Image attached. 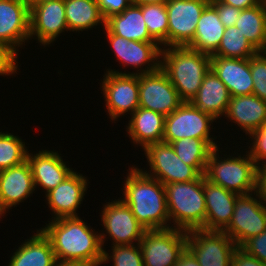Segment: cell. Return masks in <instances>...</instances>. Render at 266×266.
I'll return each instance as SVG.
<instances>
[{
	"label": "cell",
	"mask_w": 266,
	"mask_h": 266,
	"mask_svg": "<svg viewBox=\"0 0 266 266\" xmlns=\"http://www.w3.org/2000/svg\"><path fill=\"white\" fill-rule=\"evenodd\" d=\"M250 138L254 139V144L250 150L248 151V155L255 161L257 167H259L260 162L266 163V123L262 125L255 131L249 133ZM264 160V161H263Z\"/></svg>",
	"instance_id": "obj_37"
},
{
	"label": "cell",
	"mask_w": 266,
	"mask_h": 266,
	"mask_svg": "<svg viewBox=\"0 0 266 266\" xmlns=\"http://www.w3.org/2000/svg\"><path fill=\"white\" fill-rule=\"evenodd\" d=\"M254 193L261 200L251 197L252 194L239 195L236 198L232 218L224 230L237 247L266 230V202L258 191Z\"/></svg>",
	"instance_id": "obj_8"
},
{
	"label": "cell",
	"mask_w": 266,
	"mask_h": 266,
	"mask_svg": "<svg viewBox=\"0 0 266 266\" xmlns=\"http://www.w3.org/2000/svg\"><path fill=\"white\" fill-rule=\"evenodd\" d=\"M210 3L216 8L219 14V19L225 26V28L235 25V23L239 19V15L241 14L242 9L220 3L218 0H210Z\"/></svg>",
	"instance_id": "obj_39"
},
{
	"label": "cell",
	"mask_w": 266,
	"mask_h": 266,
	"mask_svg": "<svg viewBox=\"0 0 266 266\" xmlns=\"http://www.w3.org/2000/svg\"><path fill=\"white\" fill-rule=\"evenodd\" d=\"M33 190L32 170L27 160L20 165L0 170V202L5 210L25 200Z\"/></svg>",
	"instance_id": "obj_21"
},
{
	"label": "cell",
	"mask_w": 266,
	"mask_h": 266,
	"mask_svg": "<svg viewBox=\"0 0 266 266\" xmlns=\"http://www.w3.org/2000/svg\"><path fill=\"white\" fill-rule=\"evenodd\" d=\"M54 266H93L91 264H87L84 262H63V261H56Z\"/></svg>",
	"instance_id": "obj_46"
},
{
	"label": "cell",
	"mask_w": 266,
	"mask_h": 266,
	"mask_svg": "<svg viewBox=\"0 0 266 266\" xmlns=\"http://www.w3.org/2000/svg\"><path fill=\"white\" fill-rule=\"evenodd\" d=\"M144 266H174L187 248V231L146 230L139 242Z\"/></svg>",
	"instance_id": "obj_6"
},
{
	"label": "cell",
	"mask_w": 266,
	"mask_h": 266,
	"mask_svg": "<svg viewBox=\"0 0 266 266\" xmlns=\"http://www.w3.org/2000/svg\"><path fill=\"white\" fill-rule=\"evenodd\" d=\"M217 153L218 148H215L209 154L205 178L238 195L257 191L258 167L248 154L244 158L238 156L220 161Z\"/></svg>",
	"instance_id": "obj_5"
},
{
	"label": "cell",
	"mask_w": 266,
	"mask_h": 266,
	"mask_svg": "<svg viewBox=\"0 0 266 266\" xmlns=\"http://www.w3.org/2000/svg\"><path fill=\"white\" fill-rule=\"evenodd\" d=\"M224 31L225 26L216 8L209 3L198 20L193 40L186 47L212 56L221 43Z\"/></svg>",
	"instance_id": "obj_25"
},
{
	"label": "cell",
	"mask_w": 266,
	"mask_h": 266,
	"mask_svg": "<svg viewBox=\"0 0 266 266\" xmlns=\"http://www.w3.org/2000/svg\"><path fill=\"white\" fill-rule=\"evenodd\" d=\"M164 187L169 219H173L174 228L202 229L206 219L202 175L193 181L168 183Z\"/></svg>",
	"instance_id": "obj_4"
},
{
	"label": "cell",
	"mask_w": 266,
	"mask_h": 266,
	"mask_svg": "<svg viewBox=\"0 0 266 266\" xmlns=\"http://www.w3.org/2000/svg\"><path fill=\"white\" fill-rule=\"evenodd\" d=\"M225 115L249 134L266 123V101L254 94L232 96Z\"/></svg>",
	"instance_id": "obj_23"
},
{
	"label": "cell",
	"mask_w": 266,
	"mask_h": 266,
	"mask_svg": "<svg viewBox=\"0 0 266 266\" xmlns=\"http://www.w3.org/2000/svg\"><path fill=\"white\" fill-rule=\"evenodd\" d=\"M176 155L200 175L205 174L209 154L213 150L204 140L182 138L170 143Z\"/></svg>",
	"instance_id": "obj_31"
},
{
	"label": "cell",
	"mask_w": 266,
	"mask_h": 266,
	"mask_svg": "<svg viewBox=\"0 0 266 266\" xmlns=\"http://www.w3.org/2000/svg\"><path fill=\"white\" fill-rule=\"evenodd\" d=\"M104 76L102 91L111 119L128 111L132 114L139 107V72L127 74L108 70Z\"/></svg>",
	"instance_id": "obj_12"
},
{
	"label": "cell",
	"mask_w": 266,
	"mask_h": 266,
	"mask_svg": "<svg viewBox=\"0 0 266 266\" xmlns=\"http://www.w3.org/2000/svg\"><path fill=\"white\" fill-rule=\"evenodd\" d=\"M259 51L248 41L235 25L225 28L221 43L212 56L249 59Z\"/></svg>",
	"instance_id": "obj_32"
},
{
	"label": "cell",
	"mask_w": 266,
	"mask_h": 266,
	"mask_svg": "<svg viewBox=\"0 0 266 266\" xmlns=\"http://www.w3.org/2000/svg\"><path fill=\"white\" fill-rule=\"evenodd\" d=\"M27 155L25 143L18 136L0 132V170L22 164Z\"/></svg>",
	"instance_id": "obj_34"
},
{
	"label": "cell",
	"mask_w": 266,
	"mask_h": 266,
	"mask_svg": "<svg viewBox=\"0 0 266 266\" xmlns=\"http://www.w3.org/2000/svg\"><path fill=\"white\" fill-rule=\"evenodd\" d=\"M11 1H17V2H20V3H23L27 6H29V0H11Z\"/></svg>",
	"instance_id": "obj_49"
},
{
	"label": "cell",
	"mask_w": 266,
	"mask_h": 266,
	"mask_svg": "<svg viewBox=\"0 0 266 266\" xmlns=\"http://www.w3.org/2000/svg\"><path fill=\"white\" fill-rule=\"evenodd\" d=\"M117 60L135 68H141L148 64L149 67L140 70V73H152L160 68L161 48L158 42H140L127 40L113 34L106 26L104 27ZM159 58V59H158ZM154 60V61H153ZM156 60V61H155ZM149 62H155L154 64ZM151 64V66H150Z\"/></svg>",
	"instance_id": "obj_17"
},
{
	"label": "cell",
	"mask_w": 266,
	"mask_h": 266,
	"mask_svg": "<svg viewBox=\"0 0 266 266\" xmlns=\"http://www.w3.org/2000/svg\"><path fill=\"white\" fill-rule=\"evenodd\" d=\"M87 180L77 172L71 173L57 187L46 193L48 205L55 219L78 217L76 210L86 192Z\"/></svg>",
	"instance_id": "obj_19"
},
{
	"label": "cell",
	"mask_w": 266,
	"mask_h": 266,
	"mask_svg": "<svg viewBox=\"0 0 266 266\" xmlns=\"http://www.w3.org/2000/svg\"><path fill=\"white\" fill-rule=\"evenodd\" d=\"M88 227L79 217L60 218L51 220L42 232L50 240L57 261L99 266L105 234L93 233Z\"/></svg>",
	"instance_id": "obj_1"
},
{
	"label": "cell",
	"mask_w": 266,
	"mask_h": 266,
	"mask_svg": "<svg viewBox=\"0 0 266 266\" xmlns=\"http://www.w3.org/2000/svg\"><path fill=\"white\" fill-rule=\"evenodd\" d=\"M257 191L266 202V163L258 167Z\"/></svg>",
	"instance_id": "obj_44"
},
{
	"label": "cell",
	"mask_w": 266,
	"mask_h": 266,
	"mask_svg": "<svg viewBox=\"0 0 266 266\" xmlns=\"http://www.w3.org/2000/svg\"><path fill=\"white\" fill-rule=\"evenodd\" d=\"M16 57L0 44V75H10L17 70Z\"/></svg>",
	"instance_id": "obj_42"
},
{
	"label": "cell",
	"mask_w": 266,
	"mask_h": 266,
	"mask_svg": "<svg viewBox=\"0 0 266 266\" xmlns=\"http://www.w3.org/2000/svg\"><path fill=\"white\" fill-rule=\"evenodd\" d=\"M123 202L146 230L172 228L164 185L138 168H131L124 183Z\"/></svg>",
	"instance_id": "obj_2"
},
{
	"label": "cell",
	"mask_w": 266,
	"mask_h": 266,
	"mask_svg": "<svg viewBox=\"0 0 266 266\" xmlns=\"http://www.w3.org/2000/svg\"><path fill=\"white\" fill-rule=\"evenodd\" d=\"M174 266H200L195 256L186 248Z\"/></svg>",
	"instance_id": "obj_45"
},
{
	"label": "cell",
	"mask_w": 266,
	"mask_h": 266,
	"mask_svg": "<svg viewBox=\"0 0 266 266\" xmlns=\"http://www.w3.org/2000/svg\"><path fill=\"white\" fill-rule=\"evenodd\" d=\"M138 247V248H137ZM112 256L103 249L101 264L113 259V266H144L139 244L113 245Z\"/></svg>",
	"instance_id": "obj_35"
},
{
	"label": "cell",
	"mask_w": 266,
	"mask_h": 266,
	"mask_svg": "<svg viewBox=\"0 0 266 266\" xmlns=\"http://www.w3.org/2000/svg\"><path fill=\"white\" fill-rule=\"evenodd\" d=\"M182 103L177 90L161 68L152 73H139V107L166 117Z\"/></svg>",
	"instance_id": "obj_13"
},
{
	"label": "cell",
	"mask_w": 266,
	"mask_h": 266,
	"mask_svg": "<svg viewBox=\"0 0 266 266\" xmlns=\"http://www.w3.org/2000/svg\"><path fill=\"white\" fill-rule=\"evenodd\" d=\"M64 4L68 30L83 31L98 23L106 26L97 0H64Z\"/></svg>",
	"instance_id": "obj_30"
},
{
	"label": "cell",
	"mask_w": 266,
	"mask_h": 266,
	"mask_svg": "<svg viewBox=\"0 0 266 266\" xmlns=\"http://www.w3.org/2000/svg\"><path fill=\"white\" fill-rule=\"evenodd\" d=\"M206 202V219L203 230L224 231L232 218L237 193L214 184L202 175Z\"/></svg>",
	"instance_id": "obj_18"
},
{
	"label": "cell",
	"mask_w": 266,
	"mask_h": 266,
	"mask_svg": "<svg viewBox=\"0 0 266 266\" xmlns=\"http://www.w3.org/2000/svg\"><path fill=\"white\" fill-rule=\"evenodd\" d=\"M30 38V7L11 0H0V44L16 58V46Z\"/></svg>",
	"instance_id": "obj_14"
},
{
	"label": "cell",
	"mask_w": 266,
	"mask_h": 266,
	"mask_svg": "<svg viewBox=\"0 0 266 266\" xmlns=\"http://www.w3.org/2000/svg\"><path fill=\"white\" fill-rule=\"evenodd\" d=\"M211 70L228 88L231 97L253 94L249 59L211 56Z\"/></svg>",
	"instance_id": "obj_20"
},
{
	"label": "cell",
	"mask_w": 266,
	"mask_h": 266,
	"mask_svg": "<svg viewBox=\"0 0 266 266\" xmlns=\"http://www.w3.org/2000/svg\"><path fill=\"white\" fill-rule=\"evenodd\" d=\"M100 12L105 20L111 16L122 13L131 4V0H97Z\"/></svg>",
	"instance_id": "obj_40"
},
{
	"label": "cell",
	"mask_w": 266,
	"mask_h": 266,
	"mask_svg": "<svg viewBox=\"0 0 266 266\" xmlns=\"http://www.w3.org/2000/svg\"><path fill=\"white\" fill-rule=\"evenodd\" d=\"M220 3L231 5L238 9H249L260 4L263 0H218Z\"/></svg>",
	"instance_id": "obj_43"
},
{
	"label": "cell",
	"mask_w": 266,
	"mask_h": 266,
	"mask_svg": "<svg viewBox=\"0 0 266 266\" xmlns=\"http://www.w3.org/2000/svg\"><path fill=\"white\" fill-rule=\"evenodd\" d=\"M30 239L21 245L8 266H54L56 257L48 237L38 230Z\"/></svg>",
	"instance_id": "obj_28"
},
{
	"label": "cell",
	"mask_w": 266,
	"mask_h": 266,
	"mask_svg": "<svg viewBox=\"0 0 266 266\" xmlns=\"http://www.w3.org/2000/svg\"><path fill=\"white\" fill-rule=\"evenodd\" d=\"M215 118L193 106L183 102L176 110L165 117L163 142L170 144L182 138H198L204 140L212 149L217 148L210 138V126Z\"/></svg>",
	"instance_id": "obj_7"
},
{
	"label": "cell",
	"mask_w": 266,
	"mask_h": 266,
	"mask_svg": "<svg viewBox=\"0 0 266 266\" xmlns=\"http://www.w3.org/2000/svg\"><path fill=\"white\" fill-rule=\"evenodd\" d=\"M163 55V56H162ZM160 68L183 102H190L211 69V55L184 47L161 49Z\"/></svg>",
	"instance_id": "obj_3"
},
{
	"label": "cell",
	"mask_w": 266,
	"mask_h": 266,
	"mask_svg": "<svg viewBox=\"0 0 266 266\" xmlns=\"http://www.w3.org/2000/svg\"><path fill=\"white\" fill-rule=\"evenodd\" d=\"M6 212V210L3 208L1 202H0V216H2V214H4Z\"/></svg>",
	"instance_id": "obj_50"
},
{
	"label": "cell",
	"mask_w": 266,
	"mask_h": 266,
	"mask_svg": "<svg viewBox=\"0 0 266 266\" xmlns=\"http://www.w3.org/2000/svg\"><path fill=\"white\" fill-rule=\"evenodd\" d=\"M27 161L31 166L35 188L36 185H41L46 193L74 172L66 166L61 156L53 151H39L34 156L28 153Z\"/></svg>",
	"instance_id": "obj_22"
},
{
	"label": "cell",
	"mask_w": 266,
	"mask_h": 266,
	"mask_svg": "<svg viewBox=\"0 0 266 266\" xmlns=\"http://www.w3.org/2000/svg\"><path fill=\"white\" fill-rule=\"evenodd\" d=\"M149 34L161 45L168 46V14L165 3L139 5Z\"/></svg>",
	"instance_id": "obj_33"
},
{
	"label": "cell",
	"mask_w": 266,
	"mask_h": 266,
	"mask_svg": "<svg viewBox=\"0 0 266 266\" xmlns=\"http://www.w3.org/2000/svg\"><path fill=\"white\" fill-rule=\"evenodd\" d=\"M241 248L266 264V230L247 240Z\"/></svg>",
	"instance_id": "obj_38"
},
{
	"label": "cell",
	"mask_w": 266,
	"mask_h": 266,
	"mask_svg": "<svg viewBox=\"0 0 266 266\" xmlns=\"http://www.w3.org/2000/svg\"><path fill=\"white\" fill-rule=\"evenodd\" d=\"M210 0H168V46L184 47L194 38L198 20Z\"/></svg>",
	"instance_id": "obj_11"
},
{
	"label": "cell",
	"mask_w": 266,
	"mask_h": 266,
	"mask_svg": "<svg viewBox=\"0 0 266 266\" xmlns=\"http://www.w3.org/2000/svg\"><path fill=\"white\" fill-rule=\"evenodd\" d=\"M101 219L107 233L114 240V246L133 244V241L139 244L146 231L122 199L105 204Z\"/></svg>",
	"instance_id": "obj_15"
},
{
	"label": "cell",
	"mask_w": 266,
	"mask_h": 266,
	"mask_svg": "<svg viewBox=\"0 0 266 266\" xmlns=\"http://www.w3.org/2000/svg\"><path fill=\"white\" fill-rule=\"evenodd\" d=\"M249 66L253 80V94L266 101V51H259L251 56Z\"/></svg>",
	"instance_id": "obj_36"
},
{
	"label": "cell",
	"mask_w": 266,
	"mask_h": 266,
	"mask_svg": "<svg viewBox=\"0 0 266 266\" xmlns=\"http://www.w3.org/2000/svg\"><path fill=\"white\" fill-rule=\"evenodd\" d=\"M231 266H266L261 260L237 247L231 259Z\"/></svg>",
	"instance_id": "obj_41"
},
{
	"label": "cell",
	"mask_w": 266,
	"mask_h": 266,
	"mask_svg": "<svg viewBox=\"0 0 266 266\" xmlns=\"http://www.w3.org/2000/svg\"><path fill=\"white\" fill-rule=\"evenodd\" d=\"M237 245L224 231H187V249L200 266H231Z\"/></svg>",
	"instance_id": "obj_9"
},
{
	"label": "cell",
	"mask_w": 266,
	"mask_h": 266,
	"mask_svg": "<svg viewBox=\"0 0 266 266\" xmlns=\"http://www.w3.org/2000/svg\"><path fill=\"white\" fill-rule=\"evenodd\" d=\"M68 30L64 0H50L30 7V37L37 36L42 45H49Z\"/></svg>",
	"instance_id": "obj_16"
},
{
	"label": "cell",
	"mask_w": 266,
	"mask_h": 266,
	"mask_svg": "<svg viewBox=\"0 0 266 266\" xmlns=\"http://www.w3.org/2000/svg\"><path fill=\"white\" fill-rule=\"evenodd\" d=\"M235 26L258 51L265 52L266 0L255 7L243 9Z\"/></svg>",
	"instance_id": "obj_29"
},
{
	"label": "cell",
	"mask_w": 266,
	"mask_h": 266,
	"mask_svg": "<svg viewBox=\"0 0 266 266\" xmlns=\"http://www.w3.org/2000/svg\"><path fill=\"white\" fill-rule=\"evenodd\" d=\"M106 27L127 40L157 42L148 32L139 5L131 4L122 13L111 16L106 20Z\"/></svg>",
	"instance_id": "obj_27"
},
{
	"label": "cell",
	"mask_w": 266,
	"mask_h": 266,
	"mask_svg": "<svg viewBox=\"0 0 266 266\" xmlns=\"http://www.w3.org/2000/svg\"><path fill=\"white\" fill-rule=\"evenodd\" d=\"M132 4L135 5H144V4H151V3H166L168 0H131Z\"/></svg>",
	"instance_id": "obj_47"
},
{
	"label": "cell",
	"mask_w": 266,
	"mask_h": 266,
	"mask_svg": "<svg viewBox=\"0 0 266 266\" xmlns=\"http://www.w3.org/2000/svg\"><path fill=\"white\" fill-rule=\"evenodd\" d=\"M45 1H50V0H29V7L36 5V4H40Z\"/></svg>",
	"instance_id": "obj_48"
},
{
	"label": "cell",
	"mask_w": 266,
	"mask_h": 266,
	"mask_svg": "<svg viewBox=\"0 0 266 266\" xmlns=\"http://www.w3.org/2000/svg\"><path fill=\"white\" fill-rule=\"evenodd\" d=\"M150 166V174H144L159 180L163 185L168 183L196 180L200 174L190 165L185 164L168 143H152L144 148Z\"/></svg>",
	"instance_id": "obj_10"
},
{
	"label": "cell",
	"mask_w": 266,
	"mask_h": 266,
	"mask_svg": "<svg viewBox=\"0 0 266 266\" xmlns=\"http://www.w3.org/2000/svg\"><path fill=\"white\" fill-rule=\"evenodd\" d=\"M230 98L228 88L210 69L190 103L217 119L226 112Z\"/></svg>",
	"instance_id": "obj_24"
},
{
	"label": "cell",
	"mask_w": 266,
	"mask_h": 266,
	"mask_svg": "<svg viewBox=\"0 0 266 266\" xmlns=\"http://www.w3.org/2000/svg\"><path fill=\"white\" fill-rule=\"evenodd\" d=\"M128 134L133 142L143 148L163 142L165 116L153 110L138 107L128 123Z\"/></svg>",
	"instance_id": "obj_26"
}]
</instances>
